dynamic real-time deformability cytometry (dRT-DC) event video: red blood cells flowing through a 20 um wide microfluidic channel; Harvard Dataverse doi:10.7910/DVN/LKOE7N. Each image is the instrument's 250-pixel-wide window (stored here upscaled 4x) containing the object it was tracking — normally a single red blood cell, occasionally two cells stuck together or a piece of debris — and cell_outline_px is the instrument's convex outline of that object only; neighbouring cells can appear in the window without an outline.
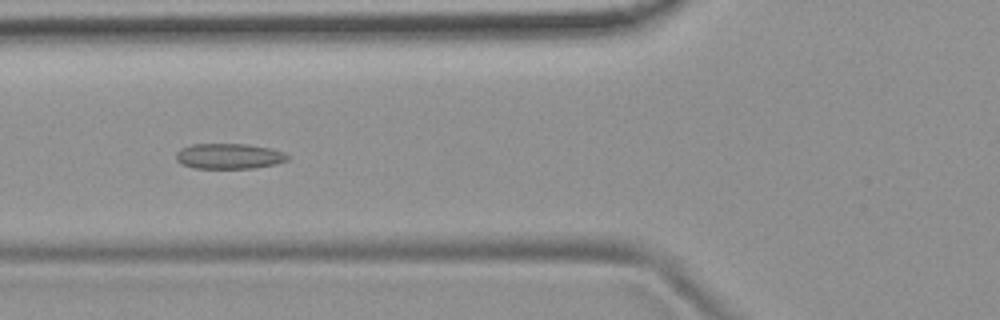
{"species": "common noctule bat (a hibernating species)", "species_latin": "Nyctalus noctula", "temperature_condition": "room temperature", "stored_images_in_passage": 7, "camera_frame_rate_fps": 3000, "um_per_image_px": 0.085, "animal": {"sex": "female", "body_mass_g": 19.9}, "frame": {"image": 1, "passage_image": 5, "time_ms": 1.333, "image_size_px": [1000, 320], "cell_outline_px": [[288, 160], [276, 164], [256, 168], [196, 168], [180, 164], [176, 160], [176, 152], [180, 148], [192, 144], [248, 144], [272, 148], [284, 152], [288, 156]], "centroid_in_image_um": [19.46, 13.27], "position_along_channel_um": 106.3, "area_um2": 16.7}}
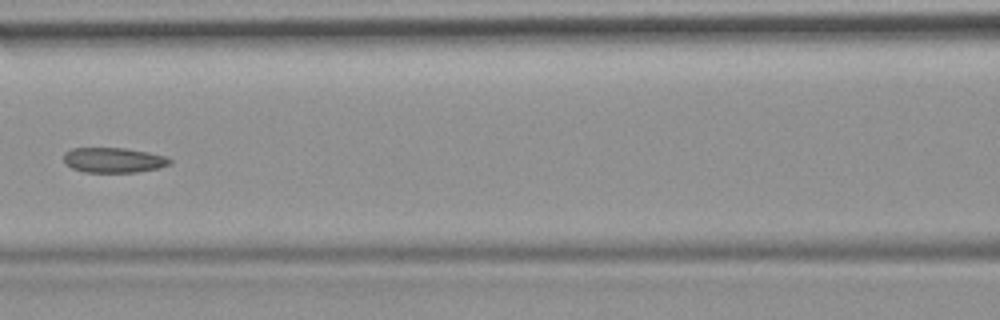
{"frame": {"image": 2, "passage_image": 6, "time_ms": 1.667, "image_size_px": [1000, 320], "cell_outline_px": [[172, 164], [160, 168], [136, 172], [84, 172], [72, 168], [64, 164], [64, 152], [72, 148], [124, 148], [148, 152], [168, 156], [172, 160]], "centroid_in_image_um": [9.68, 13.61], "position_along_channel_um": 156.9, "area_um2": 15.72}}
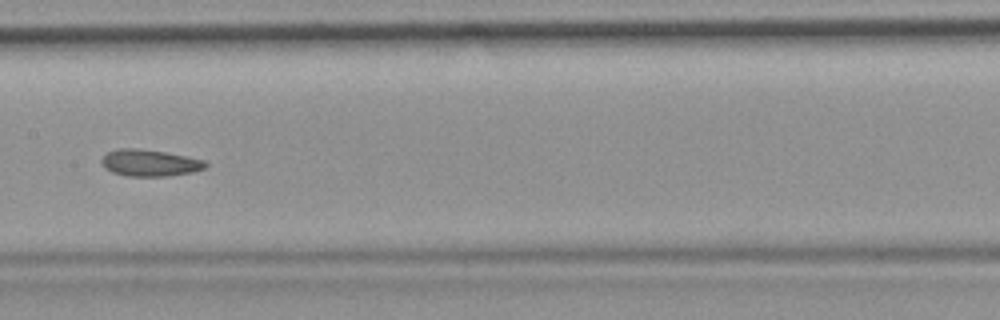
{"frame": {"image": 3, "passage_image": 7, "time_ms": 2.0, "image_size_px": [1000, 320], "cell_outline_px": [[208, 164], [204, 168], [192, 172], [168, 176], [128, 176], [112, 172], [104, 168], [100, 160], [108, 152], [116, 148], [136, 148], [164, 152], [204, 160]], "centroid_in_image_um": [12.69, 13.85], "position_along_channel_um": 194.7, "area_um2": 16.07}}